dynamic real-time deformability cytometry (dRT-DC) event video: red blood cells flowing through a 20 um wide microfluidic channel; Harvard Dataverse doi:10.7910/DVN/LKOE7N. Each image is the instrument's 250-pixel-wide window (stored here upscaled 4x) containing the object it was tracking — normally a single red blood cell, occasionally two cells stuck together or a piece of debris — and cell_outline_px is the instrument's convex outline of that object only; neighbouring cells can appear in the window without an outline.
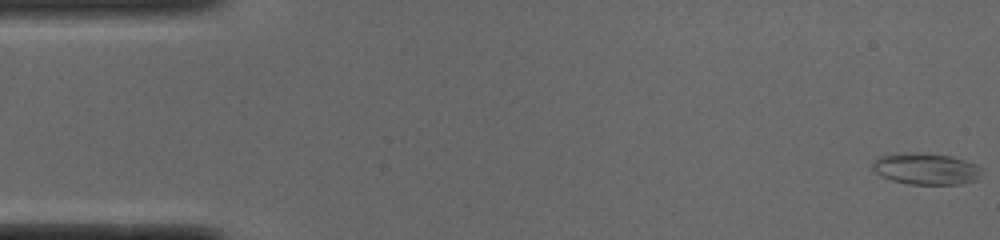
{"species": "common noctule bat (a hibernating species)", "species_latin": "Nyctalus noctula", "temperature_condition": "cold", "stored_images_in_passage": 52, "camera_frame_rate_fps": 3000, "um_per_image_px": 0.085, "animal": {"sex": "male", "body_mass_g": 19.0, "forearm_length_mm": 50.8}, "frame": {"image": 1, "passage_image": 1, "time_ms": 0.0, "image_size_px": [1000, 240], "cell_outline_px": [[984, 168], [976, 180], [960, 184], [908, 184], [892, 180], [880, 176], [872, 168], [872, 164], [880, 156], [904, 152], [920, 152], [948, 156], [964, 160], [976, 164]], "centroid_in_image_um": [78.71, 14.35], "position_along_channel_um": 6.3, "area_um2": 20.06}}
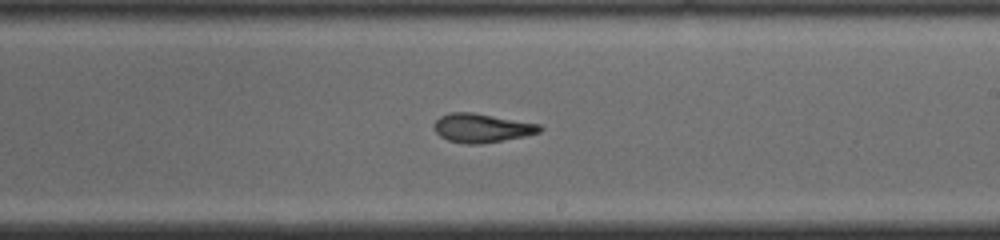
{"frame": {"image": 2, "passage_image": 30, "time_ms": 9.667, "image_size_px": [1000, 240], "cell_outline_px": [[544, 128], [540, 132], [524, 136], [480, 144], [464, 144], [448, 140], [440, 136], [436, 132], [432, 124], [440, 116], [448, 112], [472, 112], [540, 124]], "centroid_in_image_um": [40.92, 10.87], "position_along_channel_um": 248.1, "area_um2": 17.8}}
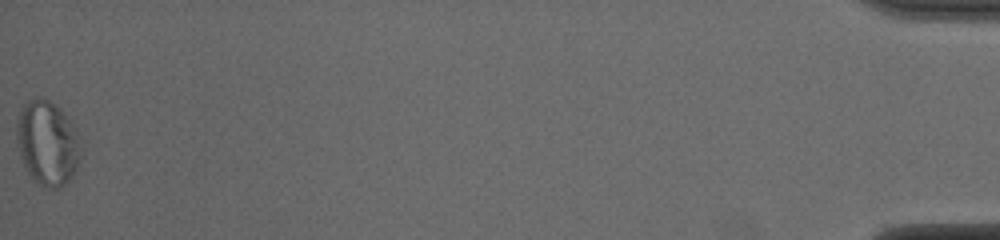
{"frame": {"image": 3, "passage_image": 52, "time_ms": 17.0, "image_size_px": [1000, 240], "cell_outline_px": [[80, 156], [76, 168], [68, 180], [64, 184], [56, 188], [52, 188], [40, 184], [28, 172], [20, 156], [16, 128], [16, 120], [20, 104], [28, 100], [40, 96], [48, 100], [60, 108], [72, 120], [80, 152]], "centroid_in_image_um": [3.99, 12.07], "position_along_channel_um": 431.2, "area_um2": 31.27}, "authors_computed_cell_mechanics": {"area_um2": 18.7272, "velocity_mm_per_s": 3.8935, "shape_relaxation_time_tau1_ms": 11.0852, "shape_relaxation_time_tau2_ms": 3.8102, "deformation_change_tau1": 0.2627, "deformation_change_tau2": 0.1274}}